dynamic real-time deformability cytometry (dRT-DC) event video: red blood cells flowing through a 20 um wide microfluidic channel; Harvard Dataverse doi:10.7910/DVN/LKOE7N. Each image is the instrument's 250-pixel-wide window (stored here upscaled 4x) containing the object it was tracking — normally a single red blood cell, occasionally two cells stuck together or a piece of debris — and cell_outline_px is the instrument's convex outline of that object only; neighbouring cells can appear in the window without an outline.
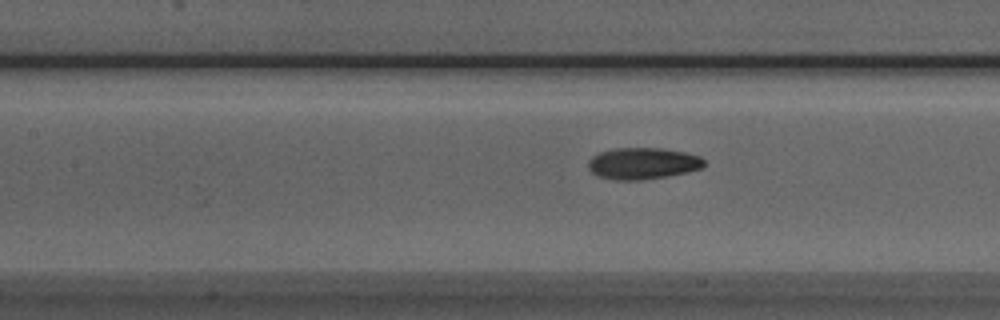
{"species": "Egyptian fruit bat (a non-hibernating species)", "species_latin": "Rousettus aegyptiacus", "temperature_condition": "room temperature", "stored_images_in_passage": 4, "camera_frame_rate_fps": 3000, "um_per_image_px": 0.085, "animal": {"sex": "male"}, "frame": {"image": 1, "passage_image": 4, "time_ms": 4.667, "image_size_px": [1000, 320], "cell_outline_px": [[704, 164], [700, 168], [688, 172], [668, 176], [640, 180], [616, 180], [596, 176], [588, 168], [588, 160], [592, 156], [600, 152], [616, 148], [660, 148], [684, 152], [700, 156], [704, 160]], "centroid_in_image_um": [54.6, 13.89], "position_along_channel_um": 152.8, "area_um2": 21.33}}